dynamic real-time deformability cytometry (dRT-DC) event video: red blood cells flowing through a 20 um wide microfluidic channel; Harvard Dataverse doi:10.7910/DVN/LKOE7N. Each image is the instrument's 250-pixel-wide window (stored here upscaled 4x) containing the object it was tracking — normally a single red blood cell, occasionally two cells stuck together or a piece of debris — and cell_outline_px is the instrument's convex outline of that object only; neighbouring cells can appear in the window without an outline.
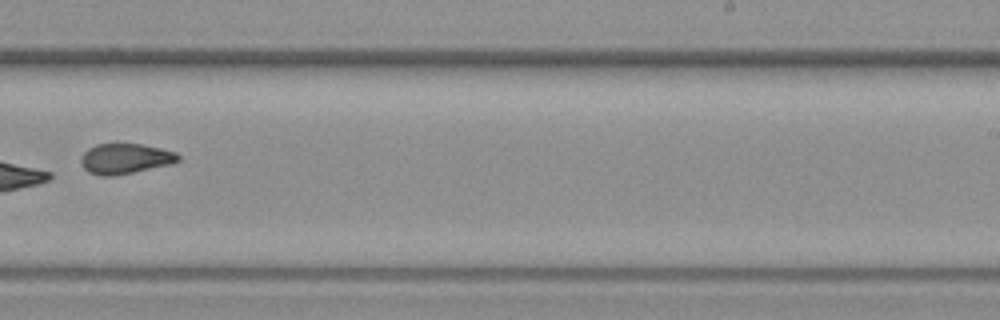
{"species": "common noctule bat (a hibernating species)", "species_latin": "Nyctalus noctula", "temperature_condition": "warm", "stored_images_in_passage": 12, "camera_frame_rate_fps": 3000, "um_per_image_px": 0.085, "animal": {"sex": "female", "body_mass_g": 19.3, "forearm_length_mm": 54.1}, "frame": {"image": 1, "passage_image": 10, "time_ms": 3.0, "image_size_px": [1000, 320], "cell_outline_px": [[180, 160], [172, 164], [112, 176], [100, 176], [88, 172], [84, 168], [80, 160], [84, 152], [88, 148], [96, 144], [116, 140], [140, 144], [160, 148], [176, 152], [180, 156]], "centroid_in_image_um": [10.62, 13.44], "position_along_channel_um": 278.4, "area_um2": 17.74}}